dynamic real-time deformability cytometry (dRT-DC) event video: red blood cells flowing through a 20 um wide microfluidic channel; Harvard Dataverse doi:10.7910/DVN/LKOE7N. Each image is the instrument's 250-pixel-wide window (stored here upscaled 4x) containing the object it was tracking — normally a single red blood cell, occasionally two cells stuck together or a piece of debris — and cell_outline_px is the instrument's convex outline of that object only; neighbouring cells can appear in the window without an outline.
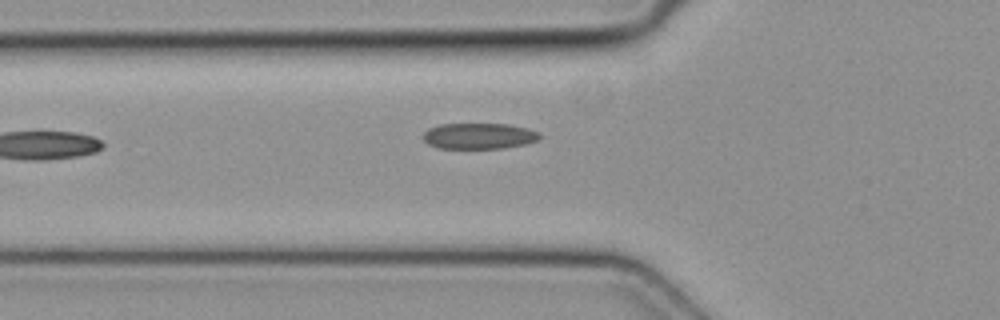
{"species": "common noctule bat (a hibernating species)", "species_latin": "Nyctalus noctula", "temperature_condition": "cold", "stored_images_in_passage": 5, "camera_frame_rate_fps": 3000, "um_per_image_px": 0.085, "animal": {"sex": "female", "body_mass_g": 19.3, "forearm_length_mm": 54.1}, "frame": {"image": 1, "passage_image": 5, "time_ms": 1.333, "image_size_px": [1000, 320], "cell_outline_px": [[540, 136], [536, 140], [524, 144], [504, 148], [436, 148], [428, 144], [424, 140], [424, 132], [428, 128], [440, 124], [508, 124], [528, 128], [540, 132]], "centroid_in_image_um": [40.7, 11.55], "position_along_channel_um": 85.1, "area_um2": 17.57}}